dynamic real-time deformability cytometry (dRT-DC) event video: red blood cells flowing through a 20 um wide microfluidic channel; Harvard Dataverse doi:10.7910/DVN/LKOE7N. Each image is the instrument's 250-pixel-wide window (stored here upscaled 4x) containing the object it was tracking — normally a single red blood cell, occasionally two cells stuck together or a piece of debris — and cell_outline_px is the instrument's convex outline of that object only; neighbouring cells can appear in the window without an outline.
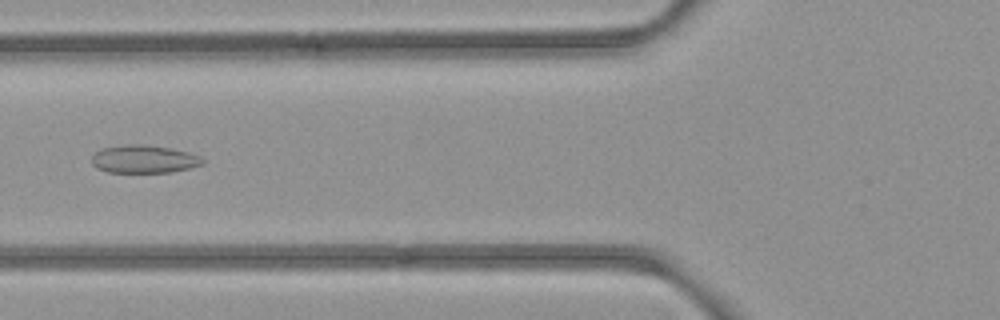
{"species": "common noctule bat (a hibernating species)", "species_latin": "Nyctalus noctula", "temperature_condition": "room temperature", "stored_images_in_passage": 32, "camera_frame_rate_fps": 3000, "um_per_image_px": 0.085, "animal": {"sex": "female", "body_mass_g": 21.9}, "frame": {"image": 1, "passage_image": 5, "time_ms": 1.333, "image_size_px": [1000, 320], "cell_outline_px": [[204, 164], [172, 172], [108, 172], [96, 168], [92, 164], [92, 156], [100, 148], [128, 144], [136, 144], [168, 148], [188, 152], [200, 156], [204, 160]], "centroid_in_image_um": [12.21, 13.53], "position_along_channel_um": 113.6, "area_um2": 17.92}}
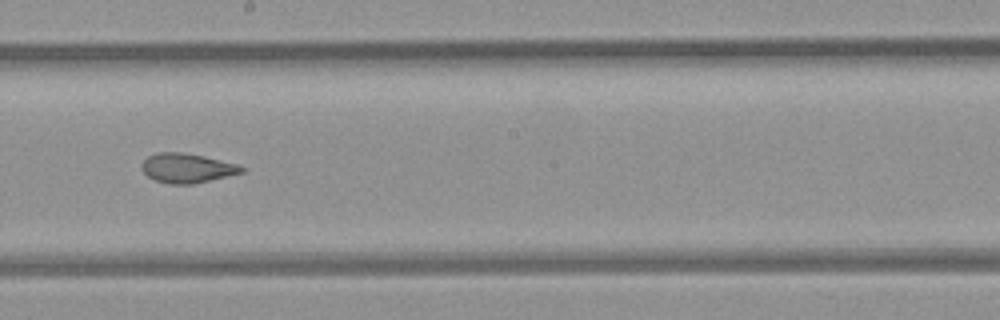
{"frame": {"image": 2, "passage_image": 14, "time_ms": 4.333, "image_size_px": [1000, 320], "cell_outline_px": [[244, 172], [192, 184], [168, 184], [156, 180], [148, 176], [140, 168], [140, 164], [148, 156], [156, 152], [180, 152], [204, 156], [240, 164], [244, 168]], "centroid_in_image_um": [15.88, 14.28], "position_along_channel_um": 232.3, "area_um2": 17.17}}
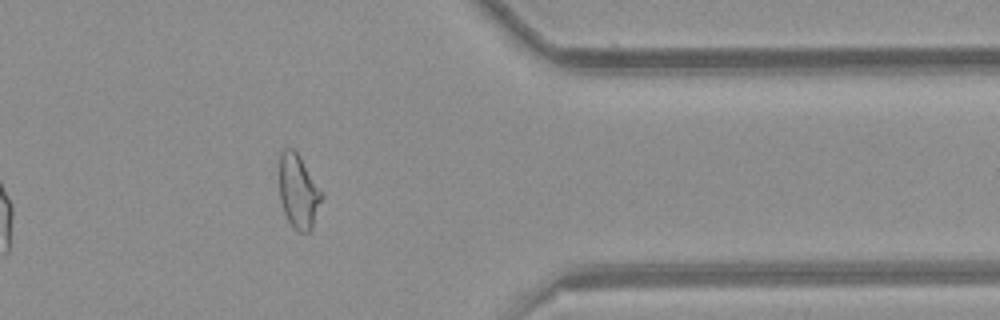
{"frame": {"image": 3, "passage_image": 27, "time_ms": 8.667, "image_size_px": [1000, 320], "cell_outline_px": [[324, 196], [312, 228], [308, 232], [300, 232], [288, 220], [284, 212], [280, 200], [280, 152], [284, 148], [292, 148], [300, 156], [324, 192]], "centroid_in_image_um": [25.4, 16.25], "position_along_channel_um": 386.0, "area_um2": 18.38}, "authors_computed_cell_mechanics": {"area_um2": 17.6579, "velocity_mm_per_s": 3.9421, "shape_relaxation_time_tau1_ms": null, "shape_relaxation_time_tau2_ms": 1.5936, "deformation_change_tau1": null, "deformation_change_tau2": 0.0903}}